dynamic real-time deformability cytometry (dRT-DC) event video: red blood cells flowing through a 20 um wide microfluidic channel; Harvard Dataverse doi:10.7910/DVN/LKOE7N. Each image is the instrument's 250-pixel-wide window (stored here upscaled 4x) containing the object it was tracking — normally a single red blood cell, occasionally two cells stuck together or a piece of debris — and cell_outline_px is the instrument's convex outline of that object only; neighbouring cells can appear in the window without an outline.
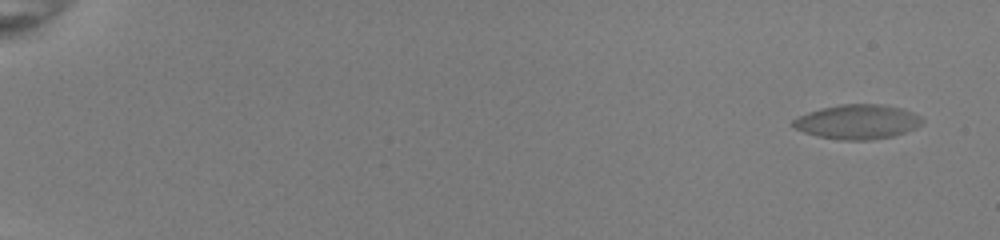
{"species": "common noctule bat (a hibernating species)", "species_latin": "Nyctalus noctula", "temperature_condition": "room temperature", "stored_images_in_passage": 57, "camera_frame_rate_fps": 3000, "um_per_image_px": 0.085, "animal": {"sex": "female", "body_mass_g": 22.0, "forearm_length_mm": 56.7}, "frame": {"image": 1, "passage_image": 3, "time_ms": 0.667, "image_size_px": [1000, 240], "cell_outline_px": [[924, 120], [916, 128], [892, 136], [868, 140], [844, 140], [820, 136], [804, 132], [796, 128], [792, 124], [792, 120], [808, 112], [820, 108], [840, 104], [880, 104], [900, 108], [912, 112], [920, 116]], "centroid_in_image_um": [72.89, 10.34], "position_along_channel_um": 12.1, "area_um2": 25.66}}
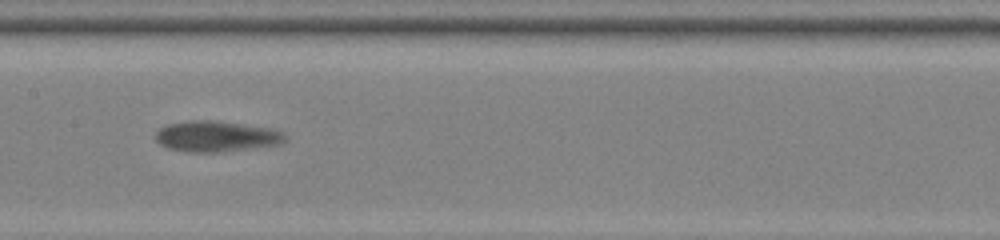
{"frame": {"image": 2, "passage_image": 32, "time_ms": 10.333, "image_size_px": [1000, 240], "cell_outline_px": [[284, 140], [280, 144], [216, 152], [192, 152], [168, 148], [160, 144], [156, 140], [156, 132], [160, 128], [168, 124], [188, 120], [212, 120], [272, 128], [284, 132]], "centroid_in_image_um": [18.36, 11.57], "position_along_channel_um": 189.0, "area_um2": 22.95}}
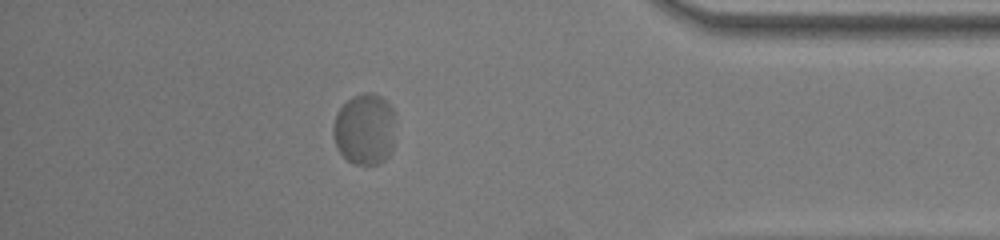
{"frame": {"image": 3, "passage_image": 51, "time_ms": 16.667, "image_size_px": [1000, 240], "cell_outline_px": [[396, 120], [392, 148], [388, 156], [384, 160], [376, 164], [356, 164], [348, 160], [340, 152], [336, 144], [332, 132], [332, 128], [336, 112], [352, 96], [364, 92], [372, 92], [380, 96], [392, 108], [396, 116]], "centroid_in_image_um": [31.01, 10.96], "position_along_channel_um": 404.2, "area_um2": 26.07}, "authors_computed_cell_mechanics": {"area_um2": 23.8714, "velocity_mm_per_s": 3.7732, "shape_relaxation_time_tau1_ms": 10.0485, "shape_relaxation_time_tau2_ms": null, "deformation_change_tau1": 0.2227, "deformation_change_tau2": null}}